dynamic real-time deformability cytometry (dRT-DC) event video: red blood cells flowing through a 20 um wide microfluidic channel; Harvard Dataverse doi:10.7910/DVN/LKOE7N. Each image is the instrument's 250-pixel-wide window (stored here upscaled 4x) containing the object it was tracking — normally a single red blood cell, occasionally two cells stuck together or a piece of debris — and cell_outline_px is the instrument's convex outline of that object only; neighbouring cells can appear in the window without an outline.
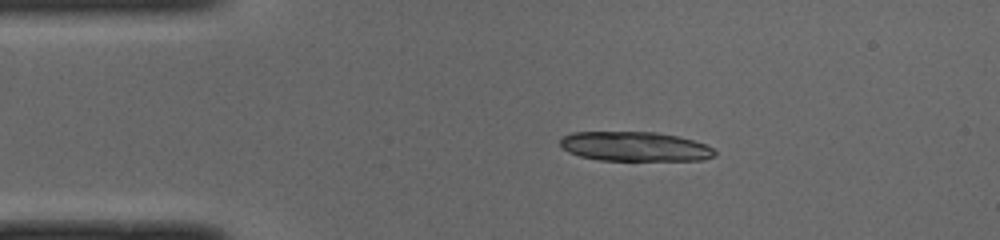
{"species": "common noctule bat (a hibernating species)", "species_latin": "Nyctalus noctula", "temperature_condition": "cold", "stored_images_in_passage": 5, "camera_frame_rate_fps": 3000, "um_per_image_px": 0.085, "animal": {"sex": "male", "body_mass_g": 19.0, "forearm_length_mm": 50.8}, "frame": {"image": 1, "passage_image": 2, "time_ms": 0.333, "image_size_px": [1000, 240], "cell_outline_px": [[716, 156], [704, 160], [600, 160], [580, 156], [568, 152], [560, 144], [560, 140], [564, 136], [572, 132], [656, 132], [676, 136], [692, 140], [704, 144], [712, 148], [716, 152]], "centroid_in_image_um": [53.97, 12.45], "position_along_channel_um": 31.0, "area_um2": 26.41}}